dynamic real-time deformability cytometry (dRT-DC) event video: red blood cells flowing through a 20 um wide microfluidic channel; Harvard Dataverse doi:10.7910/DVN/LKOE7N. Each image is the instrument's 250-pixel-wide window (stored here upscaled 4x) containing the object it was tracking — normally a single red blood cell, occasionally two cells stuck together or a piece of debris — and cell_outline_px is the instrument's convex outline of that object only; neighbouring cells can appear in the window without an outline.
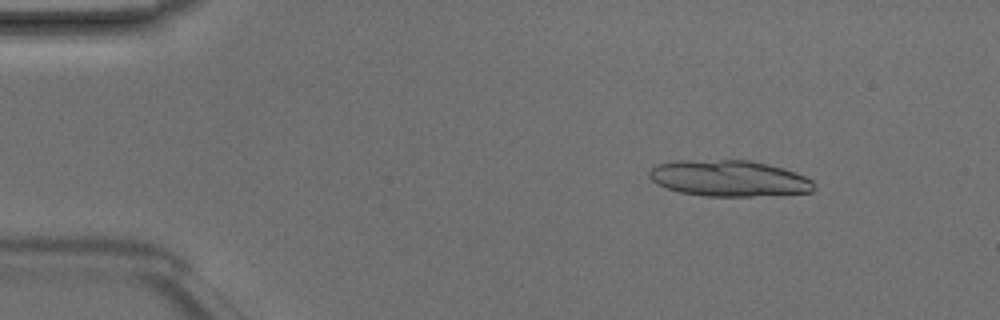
{"species": "Egyptian fruit bat (a non-hibernating species)", "species_latin": "Rousettus aegyptiacus", "temperature_condition": "room temperature", "stored_images_in_passage": 5, "segment_of_instrument_passage": [1, 2], "camera_frame_rate_fps": 3000, "um_per_image_px": 0.085, "animal": {"sex": "male"}, "frame": {"image": 1, "passage_image": 2, "time_ms": 0.333, "image_size_px": [1000, 320], "cell_outline_px": [[816, 188], [812, 192], [784, 196], [704, 196], [680, 192], [656, 184], [648, 176], [648, 172], [656, 164], [672, 160], [752, 160], [784, 168], [796, 172], [812, 180], [816, 184]], "centroid_in_image_um": [62.02, 15.17], "position_along_channel_um": 23.0, "area_um2": 35.49}}